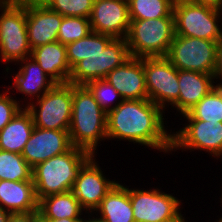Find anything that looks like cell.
<instances>
[{
	"instance_id": "12",
	"label": "cell",
	"mask_w": 222,
	"mask_h": 222,
	"mask_svg": "<svg viewBox=\"0 0 222 222\" xmlns=\"http://www.w3.org/2000/svg\"><path fill=\"white\" fill-rule=\"evenodd\" d=\"M171 193L154 187L149 190L130 188V202L135 222H163L177 218L184 203ZM182 203V204H181ZM182 208V209H180Z\"/></svg>"
},
{
	"instance_id": "39",
	"label": "cell",
	"mask_w": 222,
	"mask_h": 222,
	"mask_svg": "<svg viewBox=\"0 0 222 222\" xmlns=\"http://www.w3.org/2000/svg\"><path fill=\"white\" fill-rule=\"evenodd\" d=\"M9 215L10 213L8 211H5L0 207V222H6Z\"/></svg>"
},
{
	"instance_id": "3",
	"label": "cell",
	"mask_w": 222,
	"mask_h": 222,
	"mask_svg": "<svg viewBox=\"0 0 222 222\" xmlns=\"http://www.w3.org/2000/svg\"><path fill=\"white\" fill-rule=\"evenodd\" d=\"M93 155L72 146L32 168V179L38 201L52 194L71 191L82 166Z\"/></svg>"
},
{
	"instance_id": "25",
	"label": "cell",
	"mask_w": 222,
	"mask_h": 222,
	"mask_svg": "<svg viewBox=\"0 0 222 222\" xmlns=\"http://www.w3.org/2000/svg\"><path fill=\"white\" fill-rule=\"evenodd\" d=\"M114 39L106 34L91 32L88 36L66 45L69 66L72 69L79 61L94 53H100Z\"/></svg>"
},
{
	"instance_id": "7",
	"label": "cell",
	"mask_w": 222,
	"mask_h": 222,
	"mask_svg": "<svg viewBox=\"0 0 222 222\" xmlns=\"http://www.w3.org/2000/svg\"><path fill=\"white\" fill-rule=\"evenodd\" d=\"M35 127L69 131L72 119V84H56L40 98L25 105Z\"/></svg>"
},
{
	"instance_id": "13",
	"label": "cell",
	"mask_w": 222,
	"mask_h": 222,
	"mask_svg": "<svg viewBox=\"0 0 222 222\" xmlns=\"http://www.w3.org/2000/svg\"><path fill=\"white\" fill-rule=\"evenodd\" d=\"M96 157L93 155L82 166L71 190L87 214L95 212L102 199L119 182L106 178Z\"/></svg>"
},
{
	"instance_id": "27",
	"label": "cell",
	"mask_w": 222,
	"mask_h": 222,
	"mask_svg": "<svg viewBox=\"0 0 222 222\" xmlns=\"http://www.w3.org/2000/svg\"><path fill=\"white\" fill-rule=\"evenodd\" d=\"M175 0H128L131 20L174 17Z\"/></svg>"
},
{
	"instance_id": "14",
	"label": "cell",
	"mask_w": 222,
	"mask_h": 222,
	"mask_svg": "<svg viewBox=\"0 0 222 222\" xmlns=\"http://www.w3.org/2000/svg\"><path fill=\"white\" fill-rule=\"evenodd\" d=\"M130 23L128 0H94L90 16L92 32L126 39Z\"/></svg>"
},
{
	"instance_id": "29",
	"label": "cell",
	"mask_w": 222,
	"mask_h": 222,
	"mask_svg": "<svg viewBox=\"0 0 222 222\" xmlns=\"http://www.w3.org/2000/svg\"><path fill=\"white\" fill-rule=\"evenodd\" d=\"M91 32L90 18L64 16L58 31L57 41L67 45L88 36Z\"/></svg>"
},
{
	"instance_id": "17",
	"label": "cell",
	"mask_w": 222,
	"mask_h": 222,
	"mask_svg": "<svg viewBox=\"0 0 222 222\" xmlns=\"http://www.w3.org/2000/svg\"><path fill=\"white\" fill-rule=\"evenodd\" d=\"M105 79L121 94L123 100L148 99L144 57H131L110 71Z\"/></svg>"
},
{
	"instance_id": "1",
	"label": "cell",
	"mask_w": 222,
	"mask_h": 222,
	"mask_svg": "<svg viewBox=\"0 0 222 222\" xmlns=\"http://www.w3.org/2000/svg\"><path fill=\"white\" fill-rule=\"evenodd\" d=\"M164 113L162 108L149 99L123 100L107 113V140L128 141L129 144L133 142L169 154L172 129L166 128Z\"/></svg>"
},
{
	"instance_id": "37",
	"label": "cell",
	"mask_w": 222,
	"mask_h": 222,
	"mask_svg": "<svg viewBox=\"0 0 222 222\" xmlns=\"http://www.w3.org/2000/svg\"><path fill=\"white\" fill-rule=\"evenodd\" d=\"M41 222H82L83 219H69V218H61V219H40Z\"/></svg>"
},
{
	"instance_id": "34",
	"label": "cell",
	"mask_w": 222,
	"mask_h": 222,
	"mask_svg": "<svg viewBox=\"0 0 222 222\" xmlns=\"http://www.w3.org/2000/svg\"><path fill=\"white\" fill-rule=\"evenodd\" d=\"M6 222H41L38 212L10 214Z\"/></svg>"
},
{
	"instance_id": "35",
	"label": "cell",
	"mask_w": 222,
	"mask_h": 222,
	"mask_svg": "<svg viewBox=\"0 0 222 222\" xmlns=\"http://www.w3.org/2000/svg\"><path fill=\"white\" fill-rule=\"evenodd\" d=\"M13 5L29 8L36 6H47L51 0H5Z\"/></svg>"
},
{
	"instance_id": "10",
	"label": "cell",
	"mask_w": 222,
	"mask_h": 222,
	"mask_svg": "<svg viewBox=\"0 0 222 222\" xmlns=\"http://www.w3.org/2000/svg\"><path fill=\"white\" fill-rule=\"evenodd\" d=\"M185 127L172 132L171 153L177 150L205 151L210 156L222 159V122L185 119ZM187 149V150H186Z\"/></svg>"
},
{
	"instance_id": "6",
	"label": "cell",
	"mask_w": 222,
	"mask_h": 222,
	"mask_svg": "<svg viewBox=\"0 0 222 222\" xmlns=\"http://www.w3.org/2000/svg\"><path fill=\"white\" fill-rule=\"evenodd\" d=\"M0 12V62L16 65L31 56L26 8L0 0Z\"/></svg>"
},
{
	"instance_id": "42",
	"label": "cell",
	"mask_w": 222,
	"mask_h": 222,
	"mask_svg": "<svg viewBox=\"0 0 222 222\" xmlns=\"http://www.w3.org/2000/svg\"><path fill=\"white\" fill-rule=\"evenodd\" d=\"M222 192V191H221ZM221 201H220V205H221V203H222V193H221V196H220V198H219ZM222 207V206H221Z\"/></svg>"
},
{
	"instance_id": "33",
	"label": "cell",
	"mask_w": 222,
	"mask_h": 222,
	"mask_svg": "<svg viewBox=\"0 0 222 222\" xmlns=\"http://www.w3.org/2000/svg\"><path fill=\"white\" fill-rule=\"evenodd\" d=\"M213 78L215 80V86L222 88V37L217 41L216 66L213 73Z\"/></svg>"
},
{
	"instance_id": "21",
	"label": "cell",
	"mask_w": 222,
	"mask_h": 222,
	"mask_svg": "<svg viewBox=\"0 0 222 222\" xmlns=\"http://www.w3.org/2000/svg\"><path fill=\"white\" fill-rule=\"evenodd\" d=\"M57 84L69 83L71 68L67 58L66 45L59 41L45 44L31 50V56Z\"/></svg>"
},
{
	"instance_id": "8",
	"label": "cell",
	"mask_w": 222,
	"mask_h": 222,
	"mask_svg": "<svg viewBox=\"0 0 222 222\" xmlns=\"http://www.w3.org/2000/svg\"><path fill=\"white\" fill-rule=\"evenodd\" d=\"M217 42L175 35L166 58L178 69L213 75Z\"/></svg>"
},
{
	"instance_id": "5",
	"label": "cell",
	"mask_w": 222,
	"mask_h": 222,
	"mask_svg": "<svg viewBox=\"0 0 222 222\" xmlns=\"http://www.w3.org/2000/svg\"><path fill=\"white\" fill-rule=\"evenodd\" d=\"M173 13L175 35L216 42L222 37V10L188 0H175Z\"/></svg>"
},
{
	"instance_id": "30",
	"label": "cell",
	"mask_w": 222,
	"mask_h": 222,
	"mask_svg": "<svg viewBox=\"0 0 222 222\" xmlns=\"http://www.w3.org/2000/svg\"><path fill=\"white\" fill-rule=\"evenodd\" d=\"M85 86L106 113L116 108L123 101L121 94L106 79L94 80Z\"/></svg>"
},
{
	"instance_id": "23",
	"label": "cell",
	"mask_w": 222,
	"mask_h": 222,
	"mask_svg": "<svg viewBox=\"0 0 222 222\" xmlns=\"http://www.w3.org/2000/svg\"><path fill=\"white\" fill-rule=\"evenodd\" d=\"M34 127L30 112L23 107L0 131V149L21 154Z\"/></svg>"
},
{
	"instance_id": "26",
	"label": "cell",
	"mask_w": 222,
	"mask_h": 222,
	"mask_svg": "<svg viewBox=\"0 0 222 222\" xmlns=\"http://www.w3.org/2000/svg\"><path fill=\"white\" fill-rule=\"evenodd\" d=\"M183 119L222 122V88L214 86L193 108L182 115Z\"/></svg>"
},
{
	"instance_id": "18",
	"label": "cell",
	"mask_w": 222,
	"mask_h": 222,
	"mask_svg": "<svg viewBox=\"0 0 222 222\" xmlns=\"http://www.w3.org/2000/svg\"><path fill=\"white\" fill-rule=\"evenodd\" d=\"M63 16L48 6L26 8L27 35L30 48L57 41Z\"/></svg>"
},
{
	"instance_id": "22",
	"label": "cell",
	"mask_w": 222,
	"mask_h": 222,
	"mask_svg": "<svg viewBox=\"0 0 222 222\" xmlns=\"http://www.w3.org/2000/svg\"><path fill=\"white\" fill-rule=\"evenodd\" d=\"M120 182L102 199L96 212H93L104 222H135L129 186Z\"/></svg>"
},
{
	"instance_id": "9",
	"label": "cell",
	"mask_w": 222,
	"mask_h": 222,
	"mask_svg": "<svg viewBox=\"0 0 222 222\" xmlns=\"http://www.w3.org/2000/svg\"><path fill=\"white\" fill-rule=\"evenodd\" d=\"M131 58L126 39L114 38L100 53H94L79 61L72 69L69 83L86 85L88 82L105 79L110 71Z\"/></svg>"
},
{
	"instance_id": "15",
	"label": "cell",
	"mask_w": 222,
	"mask_h": 222,
	"mask_svg": "<svg viewBox=\"0 0 222 222\" xmlns=\"http://www.w3.org/2000/svg\"><path fill=\"white\" fill-rule=\"evenodd\" d=\"M72 147L68 131L34 127L21 155L33 168Z\"/></svg>"
},
{
	"instance_id": "19",
	"label": "cell",
	"mask_w": 222,
	"mask_h": 222,
	"mask_svg": "<svg viewBox=\"0 0 222 222\" xmlns=\"http://www.w3.org/2000/svg\"><path fill=\"white\" fill-rule=\"evenodd\" d=\"M179 97L170 107L181 116L193 108L215 86L211 74L198 71L178 70Z\"/></svg>"
},
{
	"instance_id": "4",
	"label": "cell",
	"mask_w": 222,
	"mask_h": 222,
	"mask_svg": "<svg viewBox=\"0 0 222 222\" xmlns=\"http://www.w3.org/2000/svg\"><path fill=\"white\" fill-rule=\"evenodd\" d=\"M174 36V17L131 20L126 42L131 57H166Z\"/></svg>"
},
{
	"instance_id": "28",
	"label": "cell",
	"mask_w": 222,
	"mask_h": 222,
	"mask_svg": "<svg viewBox=\"0 0 222 222\" xmlns=\"http://www.w3.org/2000/svg\"><path fill=\"white\" fill-rule=\"evenodd\" d=\"M0 180H33L32 167L21 154L0 149Z\"/></svg>"
},
{
	"instance_id": "11",
	"label": "cell",
	"mask_w": 222,
	"mask_h": 222,
	"mask_svg": "<svg viewBox=\"0 0 222 222\" xmlns=\"http://www.w3.org/2000/svg\"><path fill=\"white\" fill-rule=\"evenodd\" d=\"M148 99L164 111L179 97L178 69L166 57H144Z\"/></svg>"
},
{
	"instance_id": "32",
	"label": "cell",
	"mask_w": 222,
	"mask_h": 222,
	"mask_svg": "<svg viewBox=\"0 0 222 222\" xmlns=\"http://www.w3.org/2000/svg\"><path fill=\"white\" fill-rule=\"evenodd\" d=\"M10 92H14V90L5 89L2 93L0 91V131L23 108V101L19 98L17 100V97H13Z\"/></svg>"
},
{
	"instance_id": "31",
	"label": "cell",
	"mask_w": 222,
	"mask_h": 222,
	"mask_svg": "<svg viewBox=\"0 0 222 222\" xmlns=\"http://www.w3.org/2000/svg\"><path fill=\"white\" fill-rule=\"evenodd\" d=\"M94 0H51L47 5L63 17L90 18Z\"/></svg>"
},
{
	"instance_id": "20",
	"label": "cell",
	"mask_w": 222,
	"mask_h": 222,
	"mask_svg": "<svg viewBox=\"0 0 222 222\" xmlns=\"http://www.w3.org/2000/svg\"><path fill=\"white\" fill-rule=\"evenodd\" d=\"M33 180H0V207L10 214L38 212Z\"/></svg>"
},
{
	"instance_id": "40",
	"label": "cell",
	"mask_w": 222,
	"mask_h": 222,
	"mask_svg": "<svg viewBox=\"0 0 222 222\" xmlns=\"http://www.w3.org/2000/svg\"><path fill=\"white\" fill-rule=\"evenodd\" d=\"M181 213L177 218L175 219H171V220H167V221H163V222H187V220H185V216Z\"/></svg>"
},
{
	"instance_id": "36",
	"label": "cell",
	"mask_w": 222,
	"mask_h": 222,
	"mask_svg": "<svg viewBox=\"0 0 222 222\" xmlns=\"http://www.w3.org/2000/svg\"><path fill=\"white\" fill-rule=\"evenodd\" d=\"M190 2L222 10V0H188Z\"/></svg>"
},
{
	"instance_id": "41",
	"label": "cell",
	"mask_w": 222,
	"mask_h": 222,
	"mask_svg": "<svg viewBox=\"0 0 222 222\" xmlns=\"http://www.w3.org/2000/svg\"><path fill=\"white\" fill-rule=\"evenodd\" d=\"M215 222H222V217H220L218 220L216 219Z\"/></svg>"
},
{
	"instance_id": "2",
	"label": "cell",
	"mask_w": 222,
	"mask_h": 222,
	"mask_svg": "<svg viewBox=\"0 0 222 222\" xmlns=\"http://www.w3.org/2000/svg\"><path fill=\"white\" fill-rule=\"evenodd\" d=\"M106 119L107 113L90 90L85 85L72 84V119L68 131L72 146L97 155L101 142L107 141Z\"/></svg>"
},
{
	"instance_id": "24",
	"label": "cell",
	"mask_w": 222,
	"mask_h": 222,
	"mask_svg": "<svg viewBox=\"0 0 222 222\" xmlns=\"http://www.w3.org/2000/svg\"><path fill=\"white\" fill-rule=\"evenodd\" d=\"M84 211L72 191L52 194L38 202L40 219H83L82 215L87 214Z\"/></svg>"
},
{
	"instance_id": "38",
	"label": "cell",
	"mask_w": 222,
	"mask_h": 222,
	"mask_svg": "<svg viewBox=\"0 0 222 222\" xmlns=\"http://www.w3.org/2000/svg\"><path fill=\"white\" fill-rule=\"evenodd\" d=\"M86 217V218H85ZM96 216L93 215V213H88V215H84V218L82 220V222H104L103 220L99 219V218H95Z\"/></svg>"
},
{
	"instance_id": "16",
	"label": "cell",
	"mask_w": 222,
	"mask_h": 222,
	"mask_svg": "<svg viewBox=\"0 0 222 222\" xmlns=\"http://www.w3.org/2000/svg\"><path fill=\"white\" fill-rule=\"evenodd\" d=\"M16 64L20 67L19 70L14 73L15 75L13 73V76L11 75L13 78V84L9 87L5 86V88L16 90L17 92H14L15 95L16 93L22 94V97L25 95L24 97L26 98L23 97V107H25L26 103H31L33 99L36 100L40 98L57 84L43 71L40 65L32 57H27Z\"/></svg>"
}]
</instances>
